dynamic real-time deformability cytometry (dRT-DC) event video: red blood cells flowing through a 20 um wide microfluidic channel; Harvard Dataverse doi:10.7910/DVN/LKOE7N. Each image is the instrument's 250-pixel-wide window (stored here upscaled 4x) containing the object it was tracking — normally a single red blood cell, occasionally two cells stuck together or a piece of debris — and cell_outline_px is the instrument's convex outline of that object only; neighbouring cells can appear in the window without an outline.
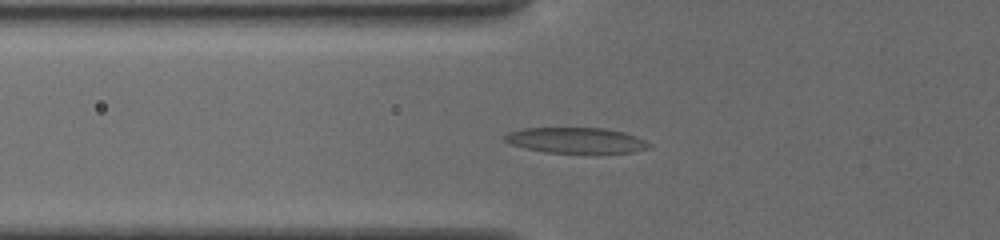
{"species": "common noctule bat (a hibernating species)", "species_latin": "Nyctalus noctula", "temperature_condition": "cold", "stored_images_in_passage": 6, "camera_frame_rate_fps": 3000, "um_per_image_px": 0.085, "animal": {"sex": "female", "body_mass_g": 19.5, "forearm_length_mm": 54.1}, "frame": {"image": 1, "passage_image": 2, "time_ms": 0.333, "image_size_px": [1000, 240], "cell_outline_px": [[652, 144], [648, 148], [632, 152], [544, 152], [524, 148], [512, 144], [504, 140], [504, 136], [508, 132], [524, 128], [604, 128], [624, 132], [636, 136]], "centroid_in_image_um": [48.95, 11.92], "position_along_channel_um": 76.9, "area_um2": 21.27}}
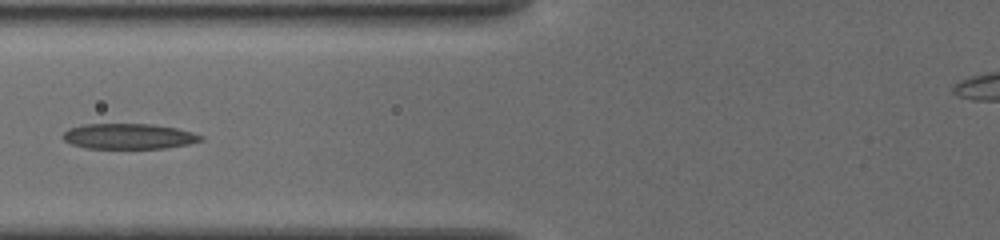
{"frame": {"image": 2, "passage_image": 4, "time_ms": 1.333, "image_size_px": [1000, 240], "cell_outline_px": [[204, 140], [188, 144], [164, 148], [84, 148], [72, 144], [64, 140], [60, 136], [68, 128], [84, 124], [152, 124], [176, 128], [192, 132], [204, 136]], "centroid_in_image_um": [10.93, 11.58], "position_along_channel_um": 114.9, "area_um2": 20.52}}